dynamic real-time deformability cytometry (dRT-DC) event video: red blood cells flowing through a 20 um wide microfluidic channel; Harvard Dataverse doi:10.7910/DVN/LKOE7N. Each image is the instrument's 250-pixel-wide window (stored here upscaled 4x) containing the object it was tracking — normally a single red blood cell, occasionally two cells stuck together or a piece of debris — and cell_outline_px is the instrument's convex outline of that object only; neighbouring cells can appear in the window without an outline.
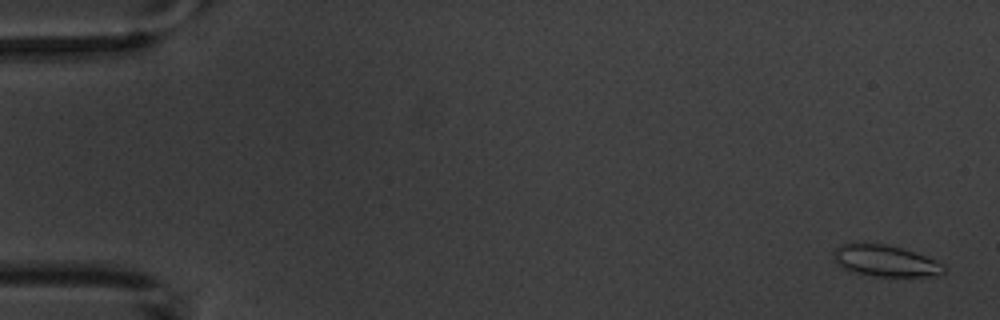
{"species": "common noctule bat (a hibernating species)", "species_latin": "Nyctalus noctula", "temperature_condition": "warm", "stored_images_in_passage": 5, "camera_frame_rate_fps": 3000, "um_per_image_px": 0.085, "animal": {"sex": "male", "body_mass_g": 20.1, "forearm_length_mm": 53.5}, "frame": {"image": 1, "passage_image": 1, "time_ms": 0.0, "image_size_px": [1000, 320], "cell_outline_px": [[944, 272], [928, 276], [872, 276], [852, 272], [844, 268], [832, 256], [832, 252], [836, 248], [844, 244], [888, 244], [936, 260], [944, 264]], "centroid_in_image_um": [75.24, 22.18], "position_along_channel_um": 9.8, "area_um2": 19.71}}
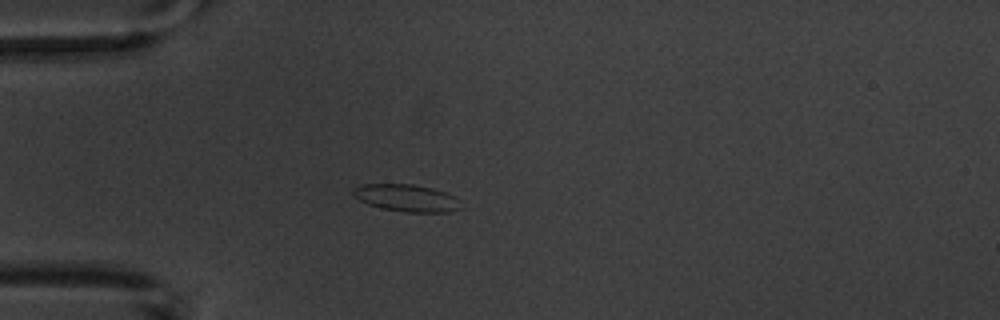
{"frame": {"image": 2, "passage_image": 5, "time_ms": 4.667, "image_size_px": [1000, 320], "cell_outline_px": [[464, 208], [448, 212], [404, 212], [380, 208], [368, 204], [352, 196], [352, 188], [360, 184], [412, 184], [432, 188], [456, 196]], "centroid_in_image_um": [34.56, 16.83], "position_along_channel_um": 50.4, "area_um2": 17.34}}